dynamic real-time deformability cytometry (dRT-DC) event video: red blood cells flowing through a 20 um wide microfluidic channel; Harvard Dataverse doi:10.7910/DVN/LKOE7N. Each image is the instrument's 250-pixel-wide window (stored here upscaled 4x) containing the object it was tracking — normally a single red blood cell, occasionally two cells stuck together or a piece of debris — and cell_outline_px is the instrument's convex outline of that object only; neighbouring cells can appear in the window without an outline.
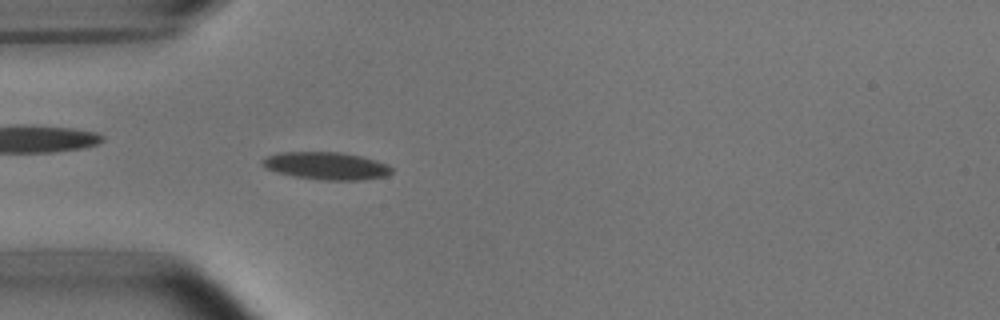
{"species": "common noctule bat (a hibernating species)", "species_latin": "Nyctalus noctula", "temperature_condition": "room temperature", "stored_images_in_passage": 45, "camera_frame_rate_fps": 3000, "um_per_image_px": 0.085, "animal": {"sex": "male", "body_mass_g": 15.6}, "frame": {"image": 1, "passage_image": 8, "time_ms": 2.333, "image_size_px": [1000, 320], "cell_outline_px": [[392, 172], [388, 176], [364, 180], [320, 180], [296, 176], [276, 172], [264, 168], [260, 164], [260, 160], [264, 156], [280, 152], [344, 152], [364, 156], [388, 164], [392, 168]], "centroid_in_image_um": [27.73, 14.09], "position_along_channel_um": 57.3, "area_um2": 21.21}}
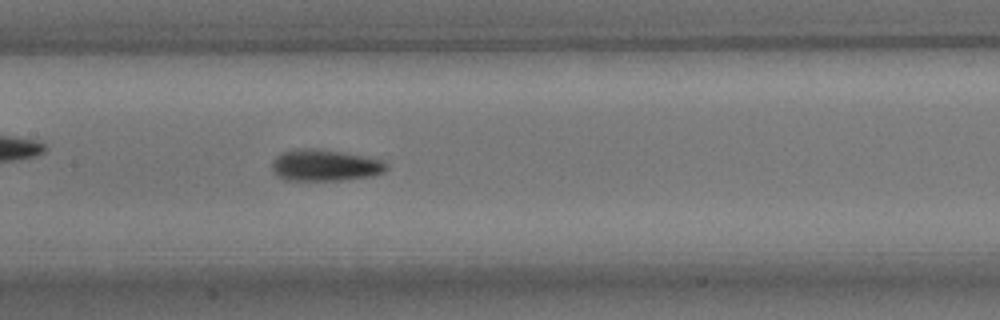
{"frame": {"image": 2, "passage_image": 18, "time_ms": 5.667, "image_size_px": [1000, 320], "cell_outline_px": [[388, 168], [384, 172], [372, 176], [344, 180], [288, 180], [276, 176], [272, 172], [272, 160], [280, 152], [296, 148], [324, 148], [384, 160], [388, 164]], "centroid_in_image_um": [27.61, 14.03], "position_along_channel_um": 179.8, "area_um2": 21.56}}
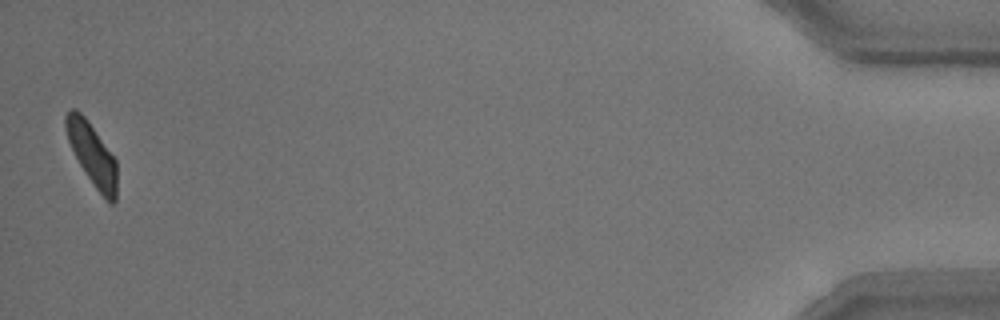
{"frame": {"image": 3, "passage_image": 45, "time_ms": 14.667, "image_size_px": [1000, 320], "cell_outline_px": [[116, 200], [112, 204], [108, 204], [96, 188], [80, 164], [68, 140], [64, 128], [64, 116], [72, 108], [76, 108], [84, 116], [116, 160]], "centroid_in_image_um": [7.82, 13.11], "position_along_channel_um": 427.4, "area_um2": 18.15}, "authors_computed_cell_mechanics": {"area_um2": 19.7098, "velocity_mm_per_s": 3.7592, "shape_relaxation_time_tau1_ms": 3.2584, "shape_relaxation_time_tau2_ms": 1.2147, "deformation_change_tau1": 0.1359, "deformation_change_tau2": 0.0744}}